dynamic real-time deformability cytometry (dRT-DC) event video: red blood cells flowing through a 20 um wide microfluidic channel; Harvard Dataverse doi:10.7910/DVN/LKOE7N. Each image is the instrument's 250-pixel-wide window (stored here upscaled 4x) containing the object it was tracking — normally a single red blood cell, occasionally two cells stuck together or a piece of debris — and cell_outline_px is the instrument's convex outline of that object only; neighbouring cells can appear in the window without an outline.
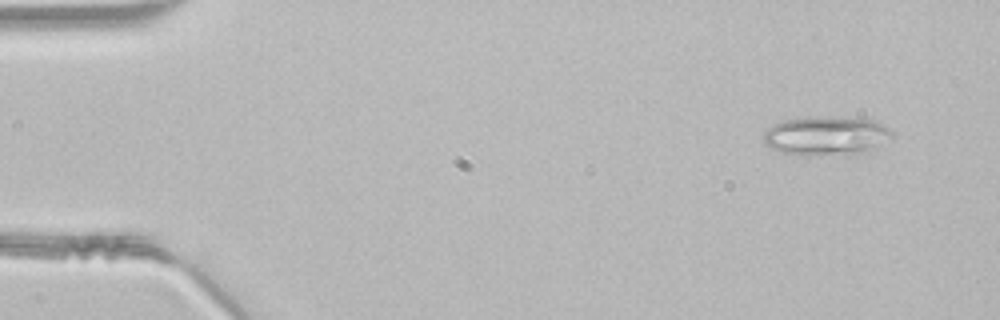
{"species": "common noctule bat (a hibernating species)", "species_latin": "Nyctalus noctula", "temperature_condition": "room temperature", "stored_images_in_passage": 48, "segment_of_instrument_passage": [1, 2], "camera_frame_rate_fps": 3000, "um_per_image_px": 0.085, "animal": {"sex": "male", "body_mass_g": 21.5, "forearm_length_mm": 52.0}, "frame": {"image": 1, "passage_image": 4, "time_ms": 1.0, "image_size_px": [1000, 320], "cell_outline_px": [[892, 136], [872, 148], [856, 156], [800, 156], [780, 152], [764, 144], [764, 132], [772, 124], [780, 120], [808, 116], [868, 116], [876, 120], [888, 128], [892, 132]], "centroid_in_image_um": [70.22, 11.53], "position_along_channel_um": 14.8, "area_um2": 30.63}}
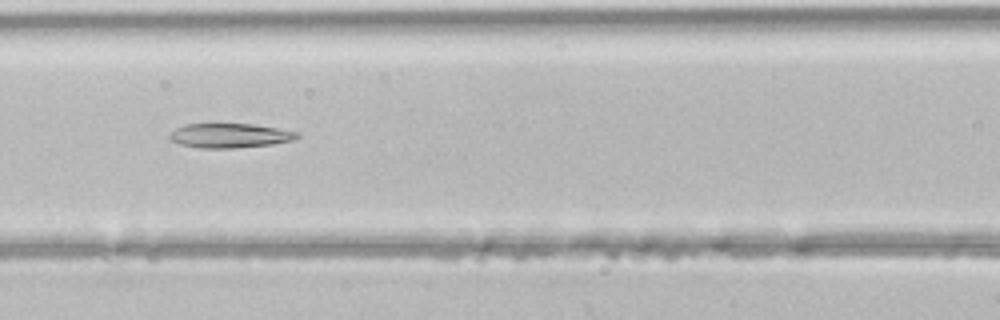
{"frame": {"image": 2, "passage_image": 21, "time_ms": 6.667, "image_size_px": [1000, 320], "cell_outline_px": [[300, 136], [296, 140], [272, 144], [236, 148], [200, 148], [180, 144], [172, 140], [168, 136], [176, 128], [184, 124], [252, 124], [300, 132]], "centroid_in_image_um": [19.58, 11.53], "position_along_channel_um": 147.0, "area_um2": 18.15}}
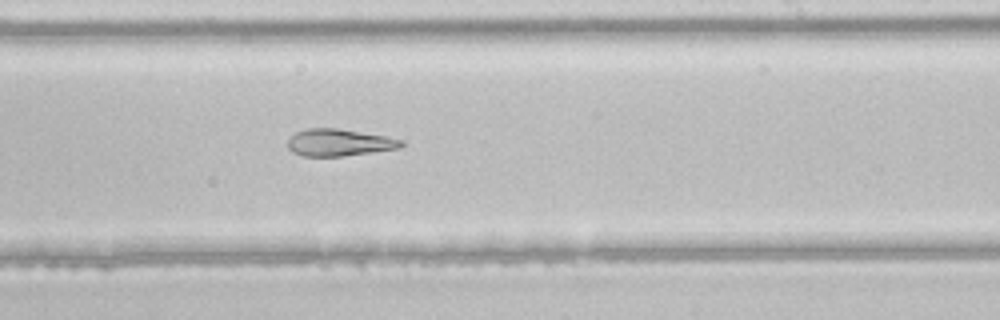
{"frame": {"image": 3, "passage_image": 29, "time_ms": 9.333, "image_size_px": [1000, 320], "cell_outline_px": [[404, 144], [400, 148], [344, 156], [304, 156], [292, 152], [288, 148], [288, 140], [296, 132], [304, 128], [336, 128], [384, 136], [404, 140]], "centroid_in_image_um": [28.81, 12.12], "position_along_channel_um": 260.2, "area_um2": 17.8}}